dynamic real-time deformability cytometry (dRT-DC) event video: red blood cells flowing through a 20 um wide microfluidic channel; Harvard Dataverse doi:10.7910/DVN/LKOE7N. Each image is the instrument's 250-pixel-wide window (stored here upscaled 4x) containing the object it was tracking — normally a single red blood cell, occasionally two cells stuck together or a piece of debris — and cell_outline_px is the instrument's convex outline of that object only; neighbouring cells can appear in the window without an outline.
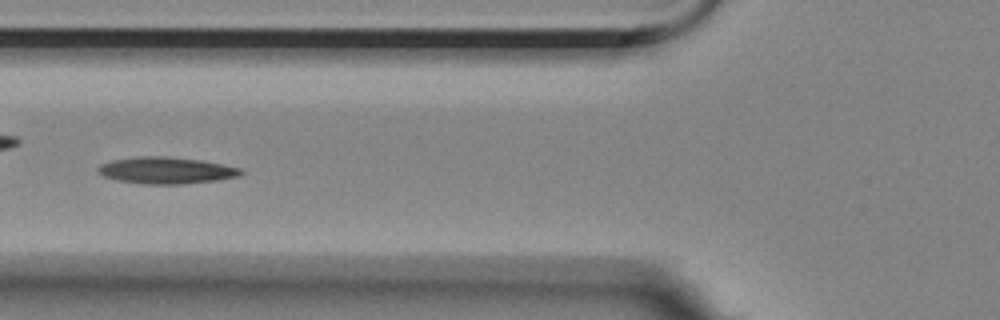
{"species": "Egyptian fruit bat (a non-hibernating species)", "species_latin": "Rousettus aegyptiacus", "temperature_condition": "room temperature", "stored_images_in_passage": 43, "camera_frame_rate_fps": 3000, "um_per_image_px": 0.085, "animal": {"sex": "female"}, "frame": {"image": 1, "passage_image": 6, "time_ms": 1.667, "image_size_px": [1000, 320], "cell_outline_px": [[244, 172], [236, 176], [220, 180], [184, 184], [144, 184], [120, 180], [104, 176], [96, 172], [96, 168], [100, 164], [112, 160], [140, 156], [164, 156], [200, 160], [240, 168]], "centroid_in_image_um": [14.09, 14.48], "position_along_channel_um": 111.7, "area_um2": 22.08}}
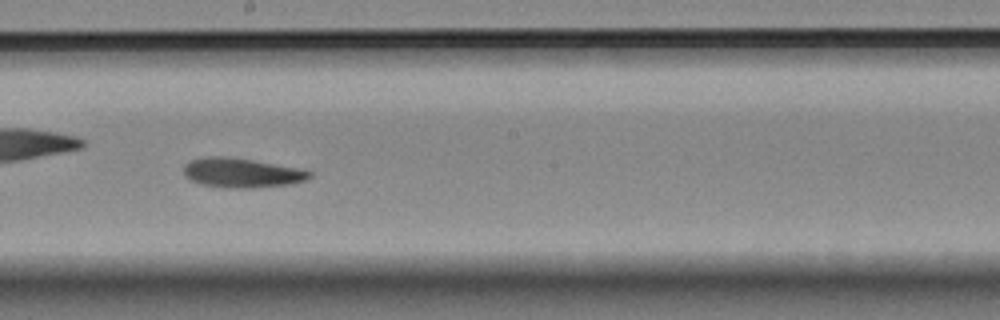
{"frame": {"image": 2, "passage_image": 16, "time_ms": 5.0, "image_size_px": [1000, 320], "cell_outline_px": [[312, 176], [304, 180], [292, 184], [256, 188], [228, 188], [204, 184], [192, 180], [184, 176], [184, 164], [192, 160], [208, 156], [224, 156], [252, 160], [296, 168], [312, 172]], "centroid_in_image_um": [20.54, 14.7], "position_along_channel_um": 227.7, "area_um2": 21.39}}
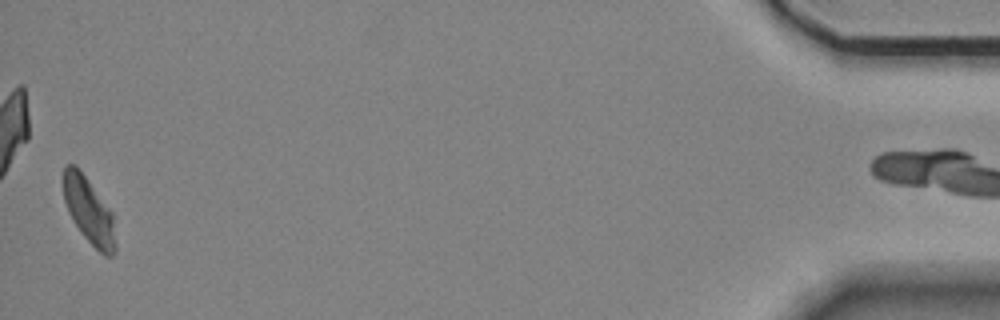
{"frame": {"image": 3, "passage_image": 41, "time_ms": 13.333, "image_size_px": [1000, 320], "cell_outline_px": [[116, 252], [112, 256], [104, 256], [80, 232], [68, 212], [64, 200], [60, 180], [64, 168], [68, 164], [76, 164], [112, 212], [116, 244]], "centroid_in_image_um": [7.52, 17.88], "position_along_channel_um": 427.7, "area_um2": 20.35}, "authors_computed_cell_mechanics": {"area_um2": 20.9814, "velocity_mm_per_s": 3.4743, "shape_relaxation_time_tau1_ms": 3.3039, "shape_relaxation_time_tau2_ms": 4.7121, "deformation_change_tau1": 0.1192, "deformation_change_tau2": 0.1114}}